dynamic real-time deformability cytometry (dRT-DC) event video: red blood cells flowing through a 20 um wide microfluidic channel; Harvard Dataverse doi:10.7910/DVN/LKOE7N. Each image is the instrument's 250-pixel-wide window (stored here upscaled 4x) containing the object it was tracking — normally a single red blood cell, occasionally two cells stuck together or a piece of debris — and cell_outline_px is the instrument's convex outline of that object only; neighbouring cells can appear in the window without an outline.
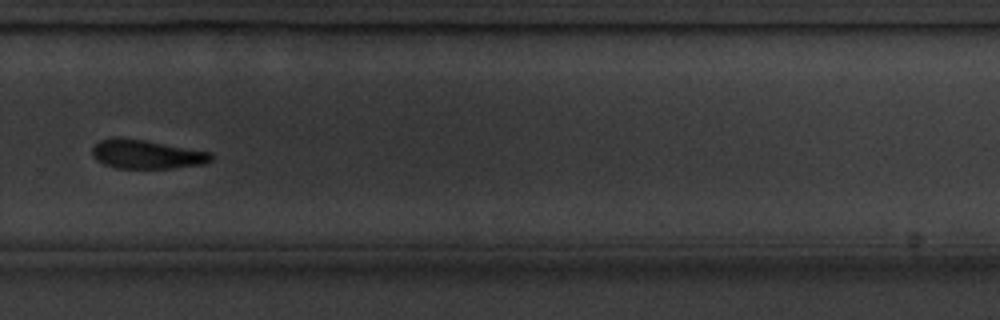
{"species": "common noctule bat (a hibernating species)", "species_latin": "Nyctalus noctula", "temperature_condition": "cold", "stored_images_in_passage": 14, "camera_frame_rate_fps": 3000, "um_per_image_px": 0.085, "animal": {"sex": "male", "body_mass_g": 20.1, "forearm_length_mm": 53.5}, "frame": {"image": 1, "passage_image": 12, "time_ms": 13.667, "image_size_px": [1000, 320], "cell_outline_px": [[212, 160], [204, 164], [172, 168], [116, 168], [104, 164], [96, 160], [92, 156], [92, 148], [100, 140], [144, 140], [212, 152]], "centroid_in_image_um": [12.51, 13.15], "position_along_channel_um": 317.3, "area_um2": 19.48}, "authors_computed_cell_mechanics": {"area_um2": 20.9525, "velocity_mm_per_s": 3.5967, "shape_relaxation_time_tau1_ms": 0.9314, "shape_relaxation_time_tau2_ms": null, "deformation_change_tau1": 0.0803, "deformation_change_tau2": null}}